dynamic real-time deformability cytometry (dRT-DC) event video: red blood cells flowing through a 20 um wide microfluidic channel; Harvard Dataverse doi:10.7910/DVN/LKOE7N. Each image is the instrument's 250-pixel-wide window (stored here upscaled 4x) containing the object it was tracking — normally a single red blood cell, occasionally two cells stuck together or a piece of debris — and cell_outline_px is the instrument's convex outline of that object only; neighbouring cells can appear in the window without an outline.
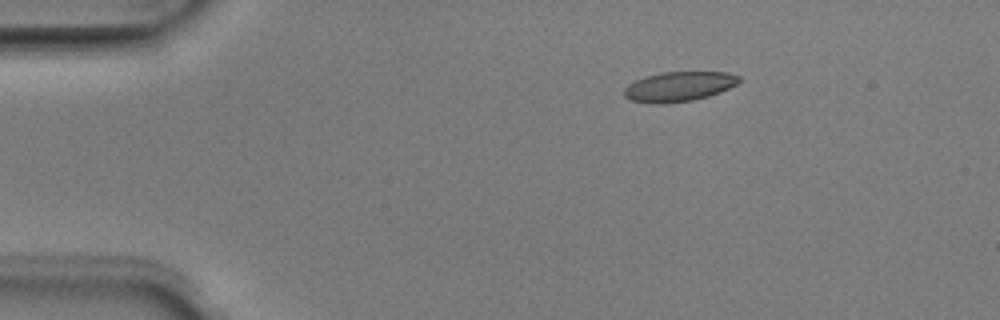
{"species": "Egyptian fruit bat (a non-hibernating species)", "species_latin": "Rousettus aegyptiacus", "temperature_condition": "room temperature", "stored_images_in_passage": 5, "camera_frame_rate_fps": 3000, "um_per_image_px": 0.085, "animal": {"sex": "male"}, "frame": {"image": 1, "passage_image": 3, "time_ms": 0.667, "image_size_px": [1000, 320], "cell_outline_px": [[740, 80], [736, 84], [720, 92], [708, 96], [692, 100], [660, 104], [656, 104], [632, 100], [624, 96], [624, 88], [628, 84], [644, 76], [660, 72], [728, 72], [740, 76]], "centroid_in_image_um": [57.69, 7.34], "position_along_channel_um": 27.3, "area_um2": 19.88}}
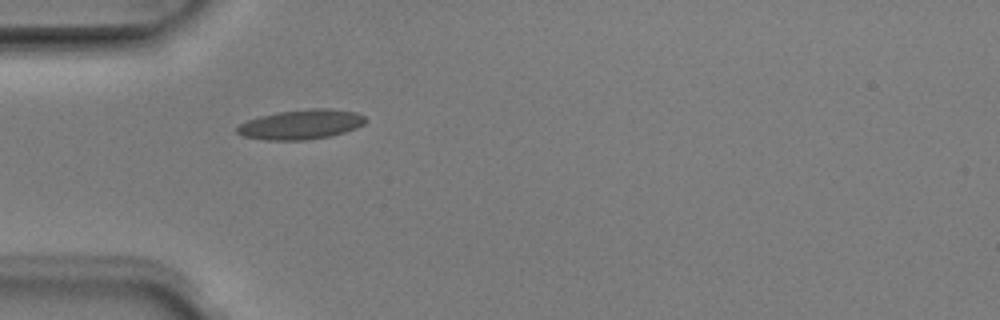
{"frame": {"image": 2, "passage_image": 5, "time_ms": 1.333, "image_size_px": [1000, 320], "cell_outline_px": [[368, 120], [364, 124], [356, 128], [344, 132], [328, 136], [304, 140], [264, 140], [244, 136], [236, 132], [236, 128], [240, 124], [248, 120], [260, 116], [280, 112], [308, 108], [328, 108], [356, 112], [364, 116]], "centroid_in_image_um": [25.6, 10.57], "position_along_channel_um": 59.4, "area_um2": 22.14}}